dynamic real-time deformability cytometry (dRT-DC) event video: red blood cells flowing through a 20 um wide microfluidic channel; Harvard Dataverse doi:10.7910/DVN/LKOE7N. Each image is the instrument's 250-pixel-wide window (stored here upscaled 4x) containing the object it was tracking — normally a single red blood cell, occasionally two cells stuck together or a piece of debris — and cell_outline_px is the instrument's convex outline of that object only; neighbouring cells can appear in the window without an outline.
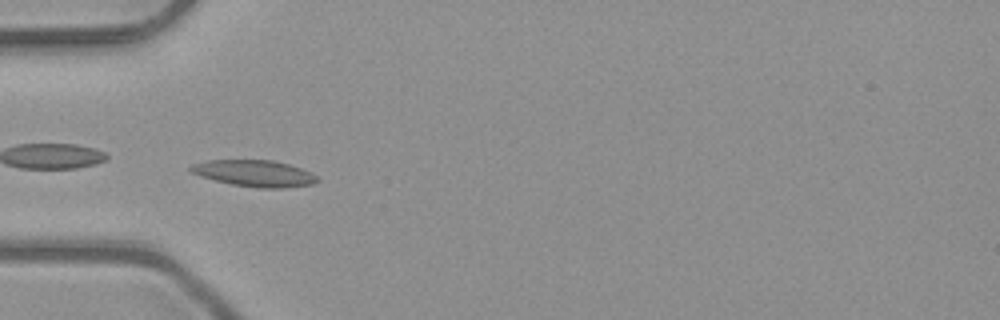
{"species": "common noctule bat (a hibernating species)", "species_latin": "Nyctalus noctula", "temperature_condition": "room temperature", "stored_images_in_passage": 7, "camera_frame_rate_fps": 3000, "um_per_image_px": 0.085, "animal": {"sex": "male", "body_mass_g": 23.1, "forearm_length_mm": 52.7}, "frame": {"image": 1, "passage_image": 5, "time_ms": 1.333, "image_size_px": [1000, 320], "cell_outline_px": [[320, 180], [312, 184], [280, 188], [260, 188], [232, 184], [200, 176], [188, 172], [188, 168], [192, 164], [208, 160], [272, 160], [288, 164], [312, 172]], "centroid_in_image_um": [21.6, 14.73], "position_along_channel_um": 63.4, "area_um2": 19.48}}
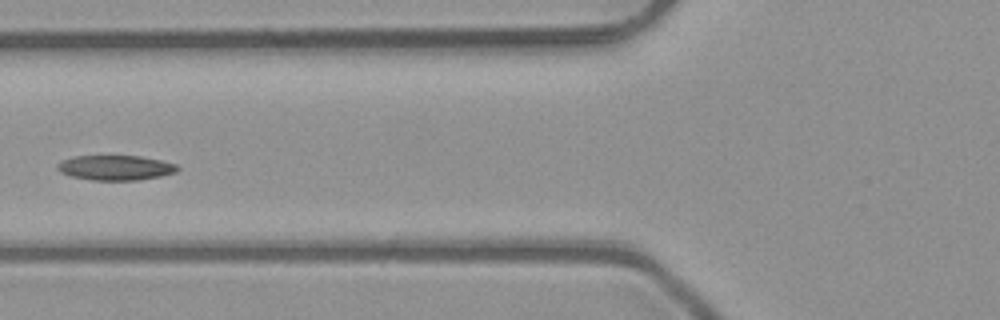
{"frame": {"image": 2, "passage_image": 6, "time_ms": 1.667, "image_size_px": [1000, 320], "cell_outline_px": [[180, 168], [176, 172], [160, 176], [140, 180], [92, 180], [72, 176], [60, 172], [56, 168], [56, 164], [60, 160], [72, 156], [140, 156], [160, 160], [176, 164]], "centroid_in_image_um": [9.79, 14.25], "position_along_channel_um": 116.0, "area_um2": 17.51}}
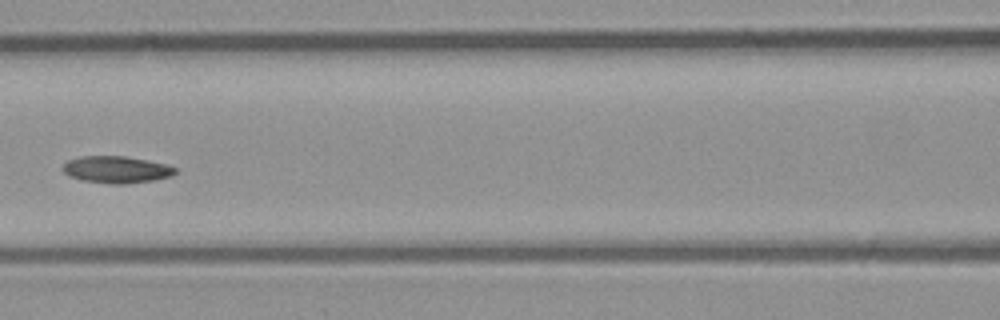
{"frame": {"image": 3, "passage_image": 7, "time_ms": 2.0, "image_size_px": [1000, 320], "cell_outline_px": [[176, 172], [172, 176], [156, 180], [128, 184], [112, 184], [84, 180], [68, 176], [60, 168], [68, 160], [80, 156], [124, 156], [148, 160], [168, 164], [176, 168]], "centroid_in_image_um": [9.91, 14.41], "position_along_channel_um": 156.7, "area_um2": 17.86}}